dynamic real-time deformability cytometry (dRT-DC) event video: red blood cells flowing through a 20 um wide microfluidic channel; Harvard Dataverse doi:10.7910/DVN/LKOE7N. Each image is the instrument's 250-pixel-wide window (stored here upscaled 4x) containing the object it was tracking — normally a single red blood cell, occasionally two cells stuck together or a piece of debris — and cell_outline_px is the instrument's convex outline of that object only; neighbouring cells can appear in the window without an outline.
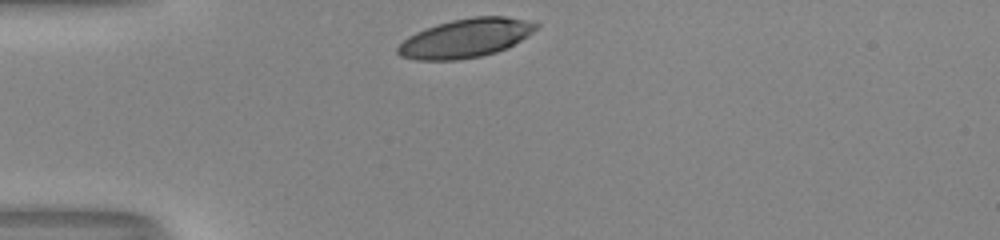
{"species": "human", "species_latin": "Homo sapiens", "temperature_condition": "room temperature", "stored_images_in_passage": 28, "camera_frame_rate_fps": 3000, "um_per_image_px": 0.085, "donor": {"sex": "male"}, "frame": {"image": 1, "passage_image": 1, "time_ms": 0.0, "image_size_px": [1000, 240], "cell_outline_px": [[540, 24], [532, 32], [508, 48], [496, 52], [480, 56], [456, 60], [416, 60], [400, 56], [396, 52], [396, 48], [408, 36], [424, 28], [436, 24], [452, 20], [472, 16], [504, 16], [524, 20]], "centroid_in_image_um": [39.54, 3.24], "position_along_channel_um": 45.5, "area_um2": 31.21}}
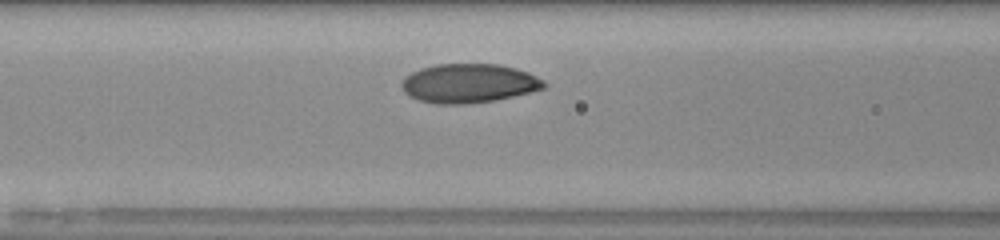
{"frame": {"image": 2, "passage_image": 9, "time_ms": 2.667, "image_size_px": [1000, 240], "cell_outline_px": [[548, 84], [544, 88], [496, 100], [464, 104], [436, 104], [420, 100], [404, 92], [400, 84], [412, 72], [420, 68], [436, 64], [500, 64], [516, 68], [528, 72], [544, 80]], "centroid_in_image_um": [39.87, 7.07], "position_along_channel_um": 126.7, "area_um2": 32.25}}
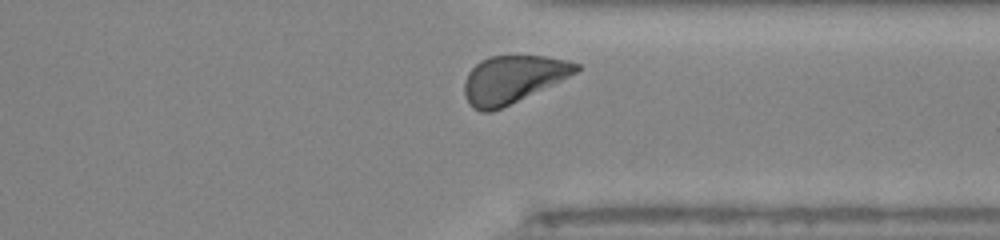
{"frame": {"image": 3, "passage_image": 27, "time_ms": 8.667, "image_size_px": [1000, 240], "cell_outline_px": [[580, 68], [576, 72], [560, 80], [492, 112], [480, 112], [472, 108], [468, 104], [464, 96], [464, 80], [468, 72], [480, 60], [488, 56], [544, 56], [568, 60], [580, 64]], "centroid_in_image_um": [43.52, 6.73], "position_along_channel_um": 367.9, "area_um2": 30.63}, "authors_computed_cell_mechanics": {"area_um2": 31.501, "velocity_mm_per_s": 4.0176, "shape_relaxation_time_tau1_ms": 2.5703, "shape_relaxation_time_tau2_ms": null, "deformation_change_tau1": 0.1284, "deformation_change_tau2": null}}